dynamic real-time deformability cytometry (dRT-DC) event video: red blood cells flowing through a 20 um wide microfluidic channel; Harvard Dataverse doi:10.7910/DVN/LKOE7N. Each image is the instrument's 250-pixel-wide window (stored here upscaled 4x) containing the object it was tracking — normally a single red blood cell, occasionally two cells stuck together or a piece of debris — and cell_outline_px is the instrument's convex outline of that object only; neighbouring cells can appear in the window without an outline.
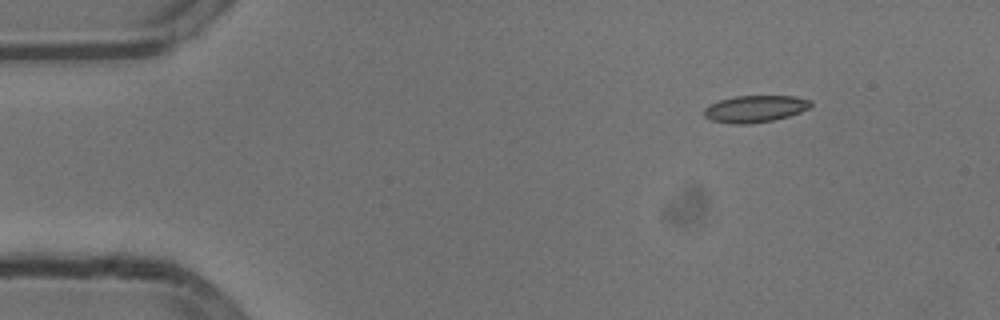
{"species": "common noctule bat (a hibernating species)", "species_latin": "Nyctalus noctula", "temperature_condition": "cold", "stored_images_in_passage": 48, "camera_frame_rate_fps": 3000, "um_per_image_px": 0.085, "animal": {"sex": "male", "body_mass_g": 13.3}, "frame": {"image": 1, "passage_image": 1, "time_ms": 0.0, "image_size_px": [1000, 320], "cell_outline_px": [[812, 104], [808, 108], [800, 112], [788, 116], [772, 120], [748, 124], [732, 124], [712, 120], [704, 116], [704, 108], [708, 104], [720, 100], [736, 96], [796, 96], [812, 100]], "centroid_in_image_um": [64.17, 9.24], "position_along_channel_um": 20.8, "area_um2": 16.7}}
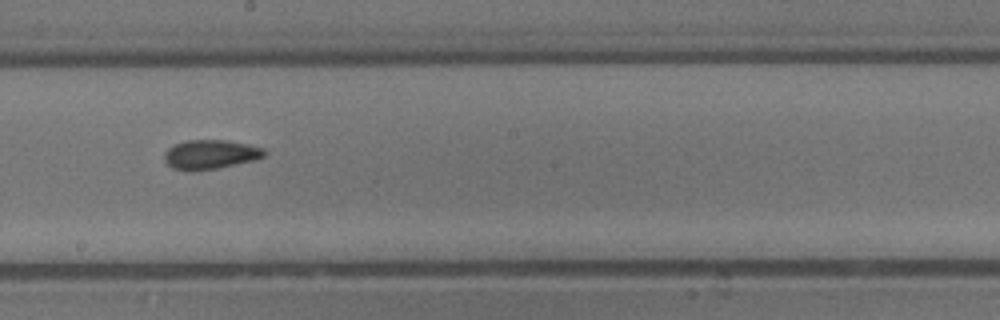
{"frame": {"image": 2, "passage_image": 24, "time_ms": 7.667, "image_size_px": [1000, 320], "cell_outline_px": [[268, 152], [264, 156], [256, 160], [196, 172], [172, 168], [164, 160], [164, 152], [172, 144], [184, 140], [228, 140], [248, 144], [264, 148]], "centroid_in_image_um": [17.87, 13.12], "position_along_channel_um": 230.3, "area_um2": 17.4}}
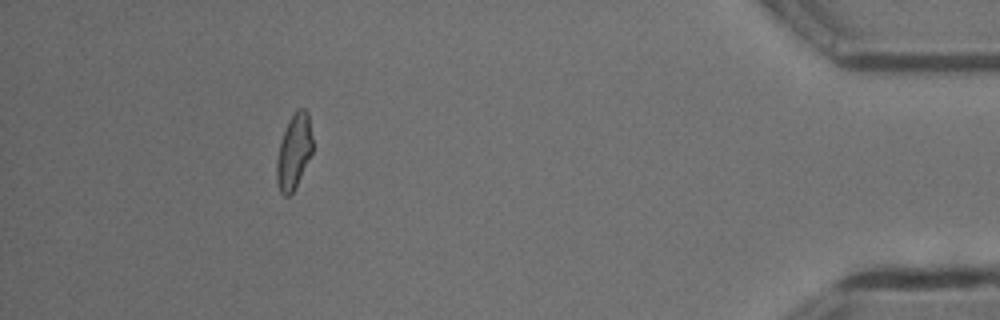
{"frame": {"image": 3, "passage_image": 43, "time_ms": 14.0, "image_size_px": [1000, 320], "cell_outline_px": [[312, 152], [296, 188], [288, 196], [284, 196], [280, 192], [276, 184], [276, 160], [280, 144], [288, 120], [296, 108], [304, 108], [308, 112], [312, 136]], "centroid_in_image_um": [24.97, 12.89], "position_along_channel_um": 410.2, "area_um2": 15.84}, "authors_computed_cell_mechanics": {"area_um2": 16.6753, "velocity_mm_per_s": 3.8119, "shape_relaxation_time_tau1_ms": 4.9596, "shape_relaxation_time_tau2_ms": 2.7174, "deformation_change_tau1": 0.1257, "deformation_change_tau2": 0.0825}}